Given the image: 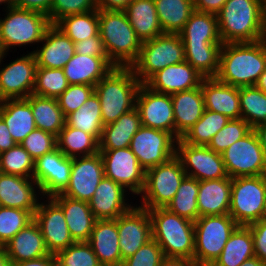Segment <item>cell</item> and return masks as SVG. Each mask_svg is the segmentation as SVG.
<instances>
[{"label":"cell","mask_w":266,"mask_h":266,"mask_svg":"<svg viewBox=\"0 0 266 266\" xmlns=\"http://www.w3.org/2000/svg\"><path fill=\"white\" fill-rule=\"evenodd\" d=\"M222 43H252L266 38V0H227L217 14Z\"/></svg>","instance_id":"1"},{"label":"cell","mask_w":266,"mask_h":266,"mask_svg":"<svg viewBox=\"0 0 266 266\" xmlns=\"http://www.w3.org/2000/svg\"><path fill=\"white\" fill-rule=\"evenodd\" d=\"M266 67V38L252 43H224L216 78L234 87L255 86Z\"/></svg>","instance_id":"2"},{"label":"cell","mask_w":266,"mask_h":266,"mask_svg":"<svg viewBox=\"0 0 266 266\" xmlns=\"http://www.w3.org/2000/svg\"><path fill=\"white\" fill-rule=\"evenodd\" d=\"M140 85L131 67L117 66L95 85L104 126L135 108Z\"/></svg>","instance_id":"3"},{"label":"cell","mask_w":266,"mask_h":266,"mask_svg":"<svg viewBox=\"0 0 266 266\" xmlns=\"http://www.w3.org/2000/svg\"><path fill=\"white\" fill-rule=\"evenodd\" d=\"M99 35L109 60L117 67H130L140 53L136 36L124 11L98 9Z\"/></svg>","instance_id":"4"},{"label":"cell","mask_w":266,"mask_h":266,"mask_svg":"<svg viewBox=\"0 0 266 266\" xmlns=\"http://www.w3.org/2000/svg\"><path fill=\"white\" fill-rule=\"evenodd\" d=\"M154 239L166 257L194 260V222L167 208L147 209Z\"/></svg>","instance_id":"5"},{"label":"cell","mask_w":266,"mask_h":266,"mask_svg":"<svg viewBox=\"0 0 266 266\" xmlns=\"http://www.w3.org/2000/svg\"><path fill=\"white\" fill-rule=\"evenodd\" d=\"M6 15L0 18V51L28 44L40 43L46 29L51 25L48 16L13 5L5 9Z\"/></svg>","instance_id":"6"},{"label":"cell","mask_w":266,"mask_h":266,"mask_svg":"<svg viewBox=\"0 0 266 266\" xmlns=\"http://www.w3.org/2000/svg\"><path fill=\"white\" fill-rule=\"evenodd\" d=\"M185 60L180 34L163 33L143 41L138 59L130 66L141 84L163 68Z\"/></svg>","instance_id":"7"},{"label":"cell","mask_w":266,"mask_h":266,"mask_svg":"<svg viewBox=\"0 0 266 266\" xmlns=\"http://www.w3.org/2000/svg\"><path fill=\"white\" fill-rule=\"evenodd\" d=\"M238 226L229 214L199 217L194 222V261L211 266Z\"/></svg>","instance_id":"8"},{"label":"cell","mask_w":266,"mask_h":266,"mask_svg":"<svg viewBox=\"0 0 266 266\" xmlns=\"http://www.w3.org/2000/svg\"><path fill=\"white\" fill-rule=\"evenodd\" d=\"M187 176L175 155L165 163L145 171V184L139 206L146 209L166 208Z\"/></svg>","instance_id":"9"},{"label":"cell","mask_w":266,"mask_h":266,"mask_svg":"<svg viewBox=\"0 0 266 266\" xmlns=\"http://www.w3.org/2000/svg\"><path fill=\"white\" fill-rule=\"evenodd\" d=\"M266 175L232 178L229 215L239 226H249L263 217Z\"/></svg>","instance_id":"10"},{"label":"cell","mask_w":266,"mask_h":266,"mask_svg":"<svg viewBox=\"0 0 266 266\" xmlns=\"http://www.w3.org/2000/svg\"><path fill=\"white\" fill-rule=\"evenodd\" d=\"M221 156L230 178L266 175V155L254 129Z\"/></svg>","instance_id":"11"},{"label":"cell","mask_w":266,"mask_h":266,"mask_svg":"<svg viewBox=\"0 0 266 266\" xmlns=\"http://www.w3.org/2000/svg\"><path fill=\"white\" fill-rule=\"evenodd\" d=\"M177 139L163 130L141 126L132 137L129 148L147 171L176 155Z\"/></svg>","instance_id":"12"},{"label":"cell","mask_w":266,"mask_h":266,"mask_svg":"<svg viewBox=\"0 0 266 266\" xmlns=\"http://www.w3.org/2000/svg\"><path fill=\"white\" fill-rule=\"evenodd\" d=\"M8 53H1L0 67ZM24 55V56H23ZM0 68V101L25 99L33 93L37 63L32 52Z\"/></svg>","instance_id":"13"},{"label":"cell","mask_w":266,"mask_h":266,"mask_svg":"<svg viewBox=\"0 0 266 266\" xmlns=\"http://www.w3.org/2000/svg\"><path fill=\"white\" fill-rule=\"evenodd\" d=\"M176 156L180 159L187 176L198 181L215 180L228 176L221 154L207 146L191 145L178 139Z\"/></svg>","instance_id":"14"},{"label":"cell","mask_w":266,"mask_h":266,"mask_svg":"<svg viewBox=\"0 0 266 266\" xmlns=\"http://www.w3.org/2000/svg\"><path fill=\"white\" fill-rule=\"evenodd\" d=\"M105 177L122 185L134 195H139L145 184V170L129 147L114 150H99Z\"/></svg>","instance_id":"15"},{"label":"cell","mask_w":266,"mask_h":266,"mask_svg":"<svg viewBox=\"0 0 266 266\" xmlns=\"http://www.w3.org/2000/svg\"><path fill=\"white\" fill-rule=\"evenodd\" d=\"M72 158L65 156L58 148L37 158L34 162L33 179L41 197L61 193L69 184Z\"/></svg>","instance_id":"16"},{"label":"cell","mask_w":266,"mask_h":266,"mask_svg":"<svg viewBox=\"0 0 266 266\" xmlns=\"http://www.w3.org/2000/svg\"><path fill=\"white\" fill-rule=\"evenodd\" d=\"M104 177V164L100 152L91 156L74 157L69 184L60 194L89 202Z\"/></svg>","instance_id":"17"},{"label":"cell","mask_w":266,"mask_h":266,"mask_svg":"<svg viewBox=\"0 0 266 266\" xmlns=\"http://www.w3.org/2000/svg\"><path fill=\"white\" fill-rule=\"evenodd\" d=\"M141 124L145 127L171 133L175 137V122L172 97L152 91L141 84L136 97V106Z\"/></svg>","instance_id":"18"},{"label":"cell","mask_w":266,"mask_h":266,"mask_svg":"<svg viewBox=\"0 0 266 266\" xmlns=\"http://www.w3.org/2000/svg\"><path fill=\"white\" fill-rule=\"evenodd\" d=\"M117 230L121 259L125 260L152 240V224L148 210L134 204L117 218Z\"/></svg>","instance_id":"19"},{"label":"cell","mask_w":266,"mask_h":266,"mask_svg":"<svg viewBox=\"0 0 266 266\" xmlns=\"http://www.w3.org/2000/svg\"><path fill=\"white\" fill-rule=\"evenodd\" d=\"M46 199L47 203L39 201L34 221L40 227L48 251L55 255L75 241L69 233L62 208L51 197Z\"/></svg>","instance_id":"20"},{"label":"cell","mask_w":266,"mask_h":266,"mask_svg":"<svg viewBox=\"0 0 266 266\" xmlns=\"http://www.w3.org/2000/svg\"><path fill=\"white\" fill-rule=\"evenodd\" d=\"M39 195L34 179L0 173V206L27 210L34 216L39 201L44 199Z\"/></svg>","instance_id":"21"},{"label":"cell","mask_w":266,"mask_h":266,"mask_svg":"<svg viewBox=\"0 0 266 266\" xmlns=\"http://www.w3.org/2000/svg\"><path fill=\"white\" fill-rule=\"evenodd\" d=\"M203 79L204 77L184 60L158 71L145 85L152 91L171 95L197 88Z\"/></svg>","instance_id":"22"},{"label":"cell","mask_w":266,"mask_h":266,"mask_svg":"<svg viewBox=\"0 0 266 266\" xmlns=\"http://www.w3.org/2000/svg\"><path fill=\"white\" fill-rule=\"evenodd\" d=\"M126 192L128 191L122 185L104 177L88 202L96 219H117L128 211L133 204L128 203L129 199L126 197L128 193Z\"/></svg>","instance_id":"23"},{"label":"cell","mask_w":266,"mask_h":266,"mask_svg":"<svg viewBox=\"0 0 266 266\" xmlns=\"http://www.w3.org/2000/svg\"><path fill=\"white\" fill-rule=\"evenodd\" d=\"M40 43L41 47L31 51L37 67L63 69L75 54L74 42L53 24L46 29Z\"/></svg>","instance_id":"24"},{"label":"cell","mask_w":266,"mask_h":266,"mask_svg":"<svg viewBox=\"0 0 266 266\" xmlns=\"http://www.w3.org/2000/svg\"><path fill=\"white\" fill-rule=\"evenodd\" d=\"M200 85L205 109L226 115L230 119L241 118L238 87L227 85L216 77L204 78Z\"/></svg>","instance_id":"25"},{"label":"cell","mask_w":266,"mask_h":266,"mask_svg":"<svg viewBox=\"0 0 266 266\" xmlns=\"http://www.w3.org/2000/svg\"><path fill=\"white\" fill-rule=\"evenodd\" d=\"M108 56H89L75 53L63 67L69 85L95 86L112 68Z\"/></svg>","instance_id":"26"},{"label":"cell","mask_w":266,"mask_h":266,"mask_svg":"<svg viewBox=\"0 0 266 266\" xmlns=\"http://www.w3.org/2000/svg\"><path fill=\"white\" fill-rule=\"evenodd\" d=\"M51 198L62 208L68 230L75 242H88L97 221L89 203L56 194Z\"/></svg>","instance_id":"27"},{"label":"cell","mask_w":266,"mask_h":266,"mask_svg":"<svg viewBox=\"0 0 266 266\" xmlns=\"http://www.w3.org/2000/svg\"><path fill=\"white\" fill-rule=\"evenodd\" d=\"M117 219L97 220L88 243L102 266H121Z\"/></svg>","instance_id":"28"},{"label":"cell","mask_w":266,"mask_h":266,"mask_svg":"<svg viewBox=\"0 0 266 266\" xmlns=\"http://www.w3.org/2000/svg\"><path fill=\"white\" fill-rule=\"evenodd\" d=\"M175 122V138L181 139L202 117L205 110L201 85L171 94Z\"/></svg>","instance_id":"29"},{"label":"cell","mask_w":266,"mask_h":266,"mask_svg":"<svg viewBox=\"0 0 266 266\" xmlns=\"http://www.w3.org/2000/svg\"><path fill=\"white\" fill-rule=\"evenodd\" d=\"M12 264L49 255L39 225L33 220L3 246Z\"/></svg>","instance_id":"30"},{"label":"cell","mask_w":266,"mask_h":266,"mask_svg":"<svg viewBox=\"0 0 266 266\" xmlns=\"http://www.w3.org/2000/svg\"><path fill=\"white\" fill-rule=\"evenodd\" d=\"M232 178L199 181V217L229 214Z\"/></svg>","instance_id":"31"},{"label":"cell","mask_w":266,"mask_h":266,"mask_svg":"<svg viewBox=\"0 0 266 266\" xmlns=\"http://www.w3.org/2000/svg\"><path fill=\"white\" fill-rule=\"evenodd\" d=\"M0 117L4 120L16 144H20L36 129L31 105L26 99L0 101Z\"/></svg>","instance_id":"32"},{"label":"cell","mask_w":266,"mask_h":266,"mask_svg":"<svg viewBox=\"0 0 266 266\" xmlns=\"http://www.w3.org/2000/svg\"><path fill=\"white\" fill-rule=\"evenodd\" d=\"M142 126L136 108L121 115L115 122L105 125L99 139V150H114L130 146L132 137Z\"/></svg>","instance_id":"33"},{"label":"cell","mask_w":266,"mask_h":266,"mask_svg":"<svg viewBox=\"0 0 266 266\" xmlns=\"http://www.w3.org/2000/svg\"><path fill=\"white\" fill-rule=\"evenodd\" d=\"M124 12L141 42L163 34L154 0H132Z\"/></svg>","instance_id":"34"},{"label":"cell","mask_w":266,"mask_h":266,"mask_svg":"<svg viewBox=\"0 0 266 266\" xmlns=\"http://www.w3.org/2000/svg\"><path fill=\"white\" fill-rule=\"evenodd\" d=\"M183 43L223 44L218 30L217 15L194 11L179 33Z\"/></svg>","instance_id":"35"},{"label":"cell","mask_w":266,"mask_h":266,"mask_svg":"<svg viewBox=\"0 0 266 266\" xmlns=\"http://www.w3.org/2000/svg\"><path fill=\"white\" fill-rule=\"evenodd\" d=\"M25 99L31 105L36 128L52 133L57 137L66 123L58 100L33 93Z\"/></svg>","instance_id":"36"},{"label":"cell","mask_w":266,"mask_h":266,"mask_svg":"<svg viewBox=\"0 0 266 266\" xmlns=\"http://www.w3.org/2000/svg\"><path fill=\"white\" fill-rule=\"evenodd\" d=\"M254 256L251 229L248 226H238L211 266H240L245 260Z\"/></svg>","instance_id":"37"},{"label":"cell","mask_w":266,"mask_h":266,"mask_svg":"<svg viewBox=\"0 0 266 266\" xmlns=\"http://www.w3.org/2000/svg\"><path fill=\"white\" fill-rule=\"evenodd\" d=\"M163 33L179 34L195 11L193 0H154Z\"/></svg>","instance_id":"38"},{"label":"cell","mask_w":266,"mask_h":266,"mask_svg":"<svg viewBox=\"0 0 266 266\" xmlns=\"http://www.w3.org/2000/svg\"><path fill=\"white\" fill-rule=\"evenodd\" d=\"M100 101L95 92L79 107L65 117L66 125L93 135L98 141L103 131Z\"/></svg>","instance_id":"39"},{"label":"cell","mask_w":266,"mask_h":266,"mask_svg":"<svg viewBox=\"0 0 266 266\" xmlns=\"http://www.w3.org/2000/svg\"><path fill=\"white\" fill-rule=\"evenodd\" d=\"M57 148L71 158L91 156L99 152V141L93 135L65 124L57 136Z\"/></svg>","instance_id":"40"},{"label":"cell","mask_w":266,"mask_h":266,"mask_svg":"<svg viewBox=\"0 0 266 266\" xmlns=\"http://www.w3.org/2000/svg\"><path fill=\"white\" fill-rule=\"evenodd\" d=\"M185 61L204 78L216 77L222 44L183 43Z\"/></svg>","instance_id":"41"},{"label":"cell","mask_w":266,"mask_h":266,"mask_svg":"<svg viewBox=\"0 0 266 266\" xmlns=\"http://www.w3.org/2000/svg\"><path fill=\"white\" fill-rule=\"evenodd\" d=\"M55 26L74 43L99 35L98 9L87 13L69 15L60 19Z\"/></svg>","instance_id":"42"},{"label":"cell","mask_w":266,"mask_h":266,"mask_svg":"<svg viewBox=\"0 0 266 266\" xmlns=\"http://www.w3.org/2000/svg\"><path fill=\"white\" fill-rule=\"evenodd\" d=\"M229 121L230 118L226 115L205 109L202 117L185 133L181 140L191 145L207 146L212 137Z\"/></svg>","instance_id":"43"},{"label":"cell","mask_w":266,"mask_h":266,"mask_svg":"<svg viewBox=\"0 0 266 266\" xmlns=\"http://www.w3.org/2000/svg\"><path fill=\"white\" fill-rule=\"evenodd\" d=\"M199 181L186 176L180 184L176 195L166 207L169 211L195 222L199 218L197 196Z\"/></svg>","instance_id":"44"},{"label":"cell","mask_w":266,"mask_h":266,"mask_svg":"<svg viewBox=\"0 0 266 266\" xmlns=\"http://www.w3.org/2000/svg\"><path fill=\"white\" fill-rule=\"evenodd\" d=\"M241 118L252 129L266 122V93L256 86L239 88Z\"/></svg>","instance_id":"45"},{"label":"cell","mask_w":266,"mask_h":266,"mask_svg":"<svg viewBox=\"0 0 266 266\" xmlns=\"http://www.w3.org/2000/svg\"><path fill=\"white\" fill-rule=\"evenodd\" d=\"M34 159L20 145L0 153V173L33 179Z\"/></svg>","instance_id":"46"},{"label":"cell","mask_w":266,"mask_h":266,"mask_svg":"<svg viewBox=\"0 0 266 266\" xmlns=\"http://www.w3.org/2000/svg\"><path fill=\"white\" fill-rule=\"evenodd\" d=\"M68 86L63 69L37 67L33 94L57 99Z\"/></svg>","instance_id":"47"},{"label":"cell","mask_w":266,"mask_h":266,"mask_svg":"<svg viewBox=\"0 0 266 266\" xmlns=\"http://www.w3.org/2000/svg\"><path fill=\"white\" fill-rule=\"evenodd\" d=\"M33 220L34 216L27 210L0 206V246L3 247Z\"/></svg>","instance_id":"48"},{"label":"cell","mask_w":266,"mask_h":266,"mask_svg":"<svg viewBox=\"0 0 266 266\" xmlns=\"http://www.w3.org/2000/svg\"><path fill=\"white\" fill-rule=\"evenodd\" d=\"M57 266H102L88 242H74L55 254Z\"/></svg>","instance_id":"49"},{"label":"cell","mask_w":266,"mask_h":266,"mask_svg":"<svg viewBox=\"0 0 266 266\" xmlns=\"http://www.w3.org/2000/svg\"><path fill=\"white\" fill-rule=\"evenodd\" d=\"M251 130V126L244 119H230V121L212 137L207 147L216 153L222 154L229 146L245 137Z\"/></svg>","instance_id":"50"},{"label":"cell","mask_w":266,"mask_h":266,"mask_svg":"<svg viewBox=\"0 0 266 266\" xmlns=\"http://www.w3.org/2000/svg\"><path fill=\"white\" fill-rule=\"evenodd\" d=\"M92 10H97L96 0H53L49 22L55 25L66 16L87 13Z\"/></svg>","instance_id":"51"},{"label":"cell","mask_w":266,"mask_h":266,"mask_svg":"<svg viewBox=\"0 0 266 266\" xmlns=\"http://www.w3.org/2000/svg\"><path fill=\"white\" fill-rule=\"evenodd\" d=\"M20 145L29 153L34 161L57 148V137L41 129H34Z\"/></svg>","instance_id":"52"},{"label":"cell","mask_w":266,"mask_h":266,"mask_svg":"<svg viewBox=\"0 0 266 266\" xmlns=\"http://www.w3.org/2000/svg\"><path fill=\"white\" fill-rule=\"evenodd\" d=\"M95 86L85 84L69 85L68 88L57 98L64 116L75 112L94 92Z\"/></svg>","instance_id":"53"},{"label":"cell","mask_w":266,"mask_h":266,"mask_svg":"<svg viewBox=\"0 0 266 266\" xmlns=\"http://www.w3.org/2000/svg\"><path fill=\"white\" fill-rule=\"evenodd\" d=\"M164 257L163 250L152 239L141 246L135 254L123 260L121 266H160Z\"/></svg>","instance_id":"54"},{"label":"cell","mask_w":266,"mask_h":266,"mask_svg":"<svg viewBox=\"0 0 266 266\" xmlns=\"http://www.w3.org/2000/svg\"><path fill=\"white\" fill-rule=\"evenodd\" d=\"M253 237L254 254L266 264V218L248 226Z\"/></svg>","instance_id":"55"},{"label":"cell","mask_w":266,"mask_h":266,"mask_svg":"<svg viewBox=\"0 0 266 266\" xmlns=\"http://www.w3.org/2000/svg\"><path fill=\"white\" fill-rule=\"evenodd\" d=\"M75 53L89 56H107L100 36H93L74 43Z\"/></svg>","instance_id":"56"},{"label":"cell","mask_w":266,"mask_h":266,"mask_svg":"<svg viewBox=\"0 0 266 266\" xmlns=\"http://www.w3.org/2000/svg\"><path fill=\"white\" fill-rule=\"evenodd\" d=\"M53 0H13L12 5L16 8L36 11L48 16Z\"/></svg>","instance_id":"57"},{"label":"cell","mask_w":266,"mask_h":266,"mask_svg":"<svg viewBox=\"0 0 266 266\" xmlns=\"http://www.w3.org/2000/svg\"><path fill=\"white\" fill-rule=\"evenodd\" d=\"M227 0H193L196 11L217 15Z\"/></svg>","instance_id":"58"},{"label":"cell","mask_w":266,"mask_h":266,"mask_svg":"<svg viewBox=\"0 0 266 266\" xmlns=\"http://www.w3.org/2000/svg\"><path fill=\"white\" fill-rule=\"evenodd\" d=\"M132 0H96L97 9L107 11H124Z\"/></svg>","instance_id":"59"},{"label":"cell","mask_w":266,"mask_h":266,"mask_svg":"<svg viewBox=\"0 0 266 266\" xmlns=\"http://www.w3.org/2000/svg\"><path fill=\"white\" fill-rule=\"evenodd\" d=\"M15 145L16 143L9 133V128L7 127L4 120L0 117V153L9 150Z\"/></svg>","instance_id":"60"},{"label":"cell","mask_w":266,"mask_h":266,"mask_svg":"<svg viewBox=\"0 0 266 266\" xmlns=\"http://www.w3.org/2000/svg\"><path fill=\"white\" fill-rule=\"evenodd\" d=\"M13 266H57V264L55 255L50 253L44 257L18 262Z\"/></svg>","instance_id":"61"},{"label":"cell","mask_w":266,"mask_h":266,"mask_svg":"<svg viewBox=\"0 0 266 266\" xmlns=\"http://www.w3.org/2000/svg\"><path fill=\"white\" fill-rule=\"evenodd\" d=\"M160 266H199L194 260L183 257H164Z\"/></svg>","instance_id":"62"},{"label":"cell","mask_w":266,"mask_h":266,"mask_svg":"<svg viewBox=\"0 0 266 266\" xmlns=\"http://www.w3.org/2000/svg\"><path fill=\"white\" fill-rule=\"evenodd\" d=\"M254 130L266 155V122L254 128Z\"/></svg>","instance_id":"63"},{"label":"cell","mask_w":266,"mask_h":266,"mask_svg":"<svg viewBox=\"0 0 266 266\" xmlns=\"http://www.w3.org/2000/svg\"><path fill=\"white\" fill-rule=\"evenodd\" d=\"M0 266H13L4 247L0 248Z\"/></svg>","instance_id":"64"},{"label":"cell","mask_w":266,"mask_h":266,"mask_svg":"<svg viewBox=\"0 0 266 266\" xmlns=\"http://www.w3.org/2000/svg\"><path fill=\"white\" fill-rule=\"evenodd\" d=\"M240 266H266L258 257L254 256L250 259L245 260Z\"/></svg>","instance_id":"65"},{"label":"cell","mask_w":266,"mask_h":266,"mask_svg":"<svg viewBox=\"0 0 266 266\" xmlns=\"http://www.w3.org/2000/svg\"><path fill=\"white\" fill-rule=\"evenodd\" d=\"M255 86L261 91H263L264 93H266V67H265L264 72L260 75Z\"/></svg>","instance_id":"66"},{"label":"cell","mask_w":266,"mask_h":266,"mask_svg":"<svg viewBox=\"0 0 266 266\" xmlns=\"http://www.w3.org/2000/svg\"><path fill=\"white\" fill-rule=\"evenodd\" d=\"M12 2H13V0H0V5L5 4L4 6H6L5 8H7V7L12 6Z\"/></svg>","instance_id":"67"},{"label":"cell","mask_w":266,"mask_h":266,"mask_svg":"<svg viewBox=\"0 0 266 266\" xmlns=\"http://www.w3.org/2000/svg\"><path fill=\"white\" fill-rule=\"evenodd\" d=\"M263 217L266 218V197H265V200H264Z\"/></svg>","instance_id":"68"}]
</instances>
